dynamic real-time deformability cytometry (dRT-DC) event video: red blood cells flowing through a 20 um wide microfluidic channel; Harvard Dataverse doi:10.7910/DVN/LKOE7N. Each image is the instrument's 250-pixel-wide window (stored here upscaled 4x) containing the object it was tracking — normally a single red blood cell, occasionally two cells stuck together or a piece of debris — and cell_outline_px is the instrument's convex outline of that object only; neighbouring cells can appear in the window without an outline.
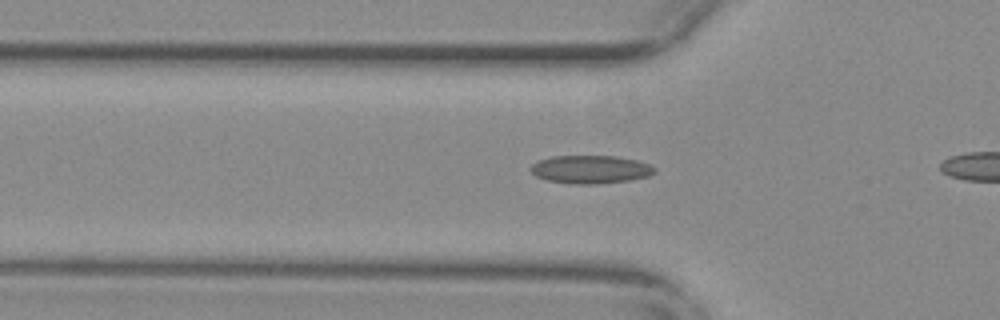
{"species": "common noctule bat (a hibernating species)", "species_latin": "Nyctalus noctula", "temperature_condition": "warm", "stored_images_in_passage": 15, "camera_frame_rate_fps": 3000, "um_per_image_px": 0.085, "animal": {"sex": "female", "body_mass_g": 29.2, "forearm_length_mm": 56.3}, "frame": {"image": 1, "passage_image": 9, "time_ms": 2.667, "image_size_px": [1000, 320], "cell_outline_px": [[656, 172], [648, 176], [628, 180], [596, 184], [572, 184], [548, 180], [536, 176], [528, 168], [536, 160], [552, 156], [616, 156], [636, 160], [648, 164], [656, 168]], "centroid_in_image_um": [50.16, 14.39], "position_along_channel_um": 75.6, "area_um2": 20.35}}
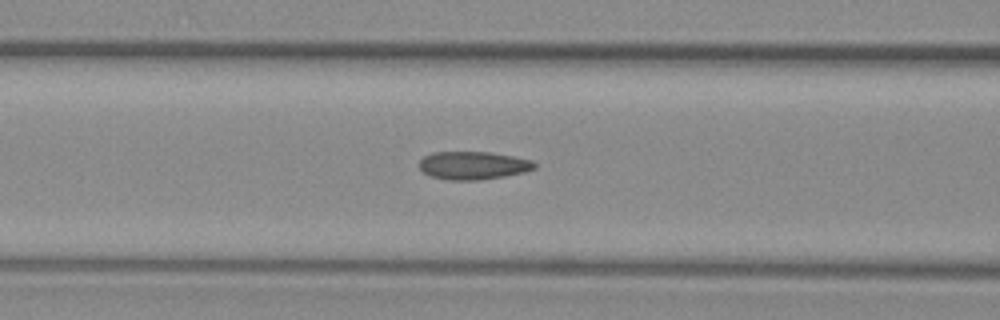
{"frame": {"image": 2, "passage_image": 13, "time_ms": 4.0, "image_size_px": [1000, 320], "cell_outline_px": [[536, 168], [524, 172], [504, 176], [480, 180], [448, 180], [428, 176], [420, 168], [420, 160], [424, 156], [432, 152], [492, 152], [532, 160], [536, 164]], "centroid_in_image_um": [40.21, 14.06], "position_along_channel_um": 126.4, "area_um2": 18.9}}